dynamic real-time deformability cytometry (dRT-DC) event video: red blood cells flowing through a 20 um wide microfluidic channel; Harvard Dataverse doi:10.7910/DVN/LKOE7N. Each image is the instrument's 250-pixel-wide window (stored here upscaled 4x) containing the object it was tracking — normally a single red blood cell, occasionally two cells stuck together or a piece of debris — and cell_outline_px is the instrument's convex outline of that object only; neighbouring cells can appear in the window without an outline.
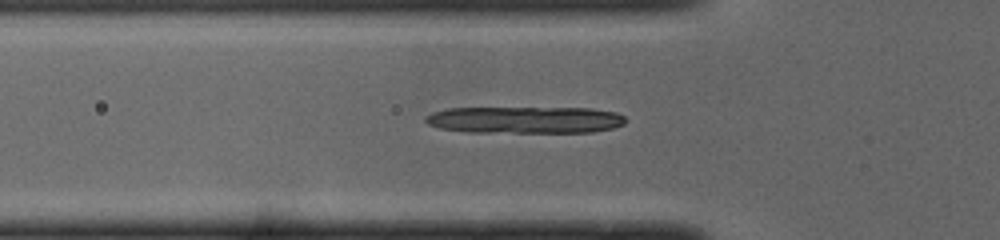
{"species": "common noctule bat (a hibernating species)", "species_latin": "Nyctalus noctula", "temperature_condition": "cold", "stored_images_in_passage": 34, "camera_frame_rate_fps": 3000, "um_per_image_px": 0.085, "animal": {"sex": "male", "body_mass_g": 19.0, "forearm_length_mm": 50.8}, "frame": {"image": 1, "passage_image": 2, "time_ms": 0.333, "image_size_px": [1000, 240], "cell_outline_px": [[628, 120], [624, 124], [612, 128], [592, 132], [468, 132], [440, 128], [428, 124], [424, 120], [424, 116], [432, 112], [448, 108], [592, 108], [616, 112], [624, 116]], "centroid_in_image_um": [44.64, 10.18], "position_along_channel_um": 81.2, "area_um2": 31.5}}
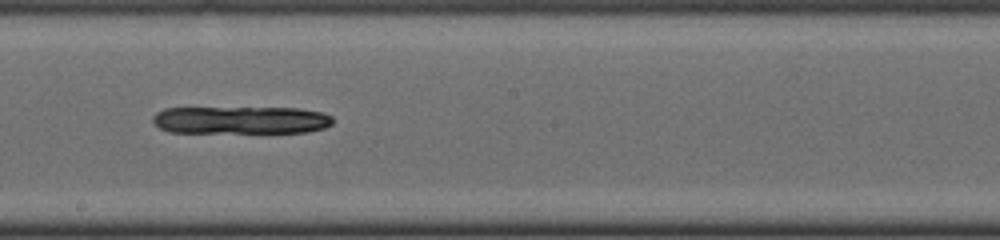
{"frame": {"image": 2, "passage_image": 13, "time_ms": 4.0, "image_size_px": [1000, 240], "cell_outline_px": [[332, 124], [324, 128], [308, 132], [168, 132], [160, 128], [152, 120], [152, 116], [156, 112], [164, 108], [296, 108], [324, 112], [332, 116]], "centroid_in_image_um": [20.47, 10.2], "position_along_channel_um": 227.7, "area_um2": 29.02}}
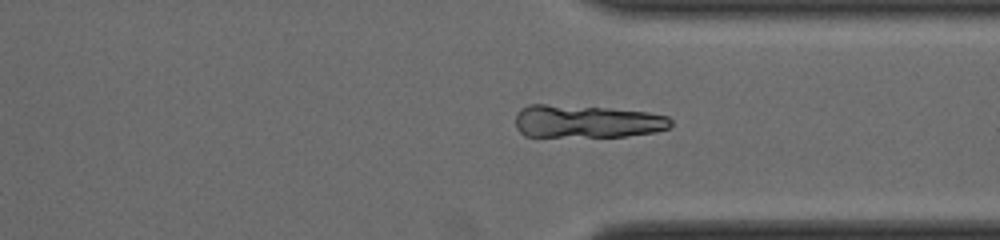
{"frame": {"image": 3, "passage_image": 23, "time_ms": 7.333, "image_size_px": [1000, 240], "cell_outline_px": [[672, 124], [668, 128], [656, 132], [628, 136], [524, 136], [516, 128], [516, 112], [520, 108], [528, 104], [544, 104], [608, 108], [648, 112], [668, 116], [672, 120]], "centroid_in_image_um": [49.86, 10.32], "position_along_channel_um": 361.5, "area_um2": 29.82}}